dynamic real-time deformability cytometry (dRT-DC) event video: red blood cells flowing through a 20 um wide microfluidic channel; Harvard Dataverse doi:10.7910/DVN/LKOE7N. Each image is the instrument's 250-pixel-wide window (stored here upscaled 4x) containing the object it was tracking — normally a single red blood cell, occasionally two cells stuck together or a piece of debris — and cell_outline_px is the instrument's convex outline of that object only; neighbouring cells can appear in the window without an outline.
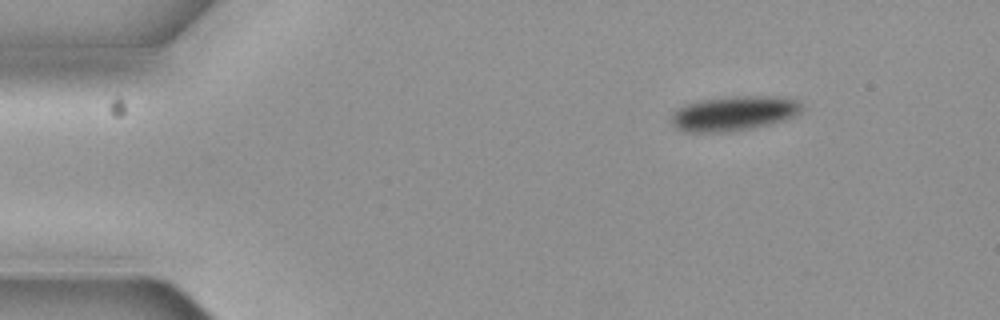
{"species": "common noctule bat (a hibernating species)", "species_latin": "Nyctalus noctula", "temperature_condition": "cold", "stored_images_in_passage": 5, "camera_frame_rate_fps": 3000, "um_per_image_px": 0.085, "animal": {"sex": "female", "body_mass_g": 19.3, "forearm_length_mm": 54.1}, "frame": {"image": 1, "passage_image": 5, "time_ms": 1.333, "image_size_px": [1000, 320], "cell_outline_px": [[804, 108], [796, 116], [784, 120], [768, 124], [748, 128], [704, 132], [692, 132], [680, 128], [672, 124], [672, 112], [676, 108], [684, 104], [700, 100], [732, 96], [776, 96], [800, 100], [804, 104]], "centroid_in_image_um": [62.44, 9.59], "position_along_channel_um": 22.6, "area_um2": 26.13}}